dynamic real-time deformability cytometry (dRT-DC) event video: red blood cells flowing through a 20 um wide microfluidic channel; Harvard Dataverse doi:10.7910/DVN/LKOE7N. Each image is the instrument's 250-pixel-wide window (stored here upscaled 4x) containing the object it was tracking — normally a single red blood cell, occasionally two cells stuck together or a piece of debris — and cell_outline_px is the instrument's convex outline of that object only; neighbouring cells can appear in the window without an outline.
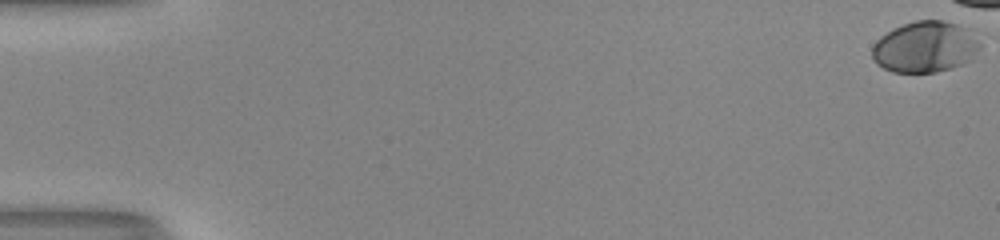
{"species": "human", "species_latin": "Homo sapiens", "temperature_condition": "room temperature", "stored_images_in_passage": 26, "camera_frame_rate_fps": 3000, "um_per_image_px": 0.085, "donor": {"sex": "male"}, "frame": {"image": 1, "passage_image": 1, "time_ms": 0.0, "image_size_px": [1000, 240], "cell_outline_px": [[980, 48], [972, 60], [952, 68], [936, 72], [892, 72], [876, 64], [872, 56], [872, 44], [880, 36], [892, 28], [916, 20], [940, 20], [956, 24], [980, 44]], "centroid_in_image_um": [78.55, 4.01], "position_along_channel_um": 6.4, "area_um2": 31.79}}
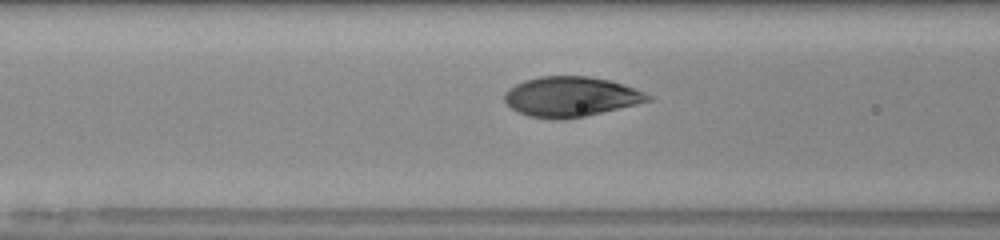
{"frame": {"image": 2, "passage_image": 24, "time_ms": 7.667, "image_size_px": [1000, 240], "cell_outline_px": [[652, 100], [636, 104], [584, 116], [560, 120], [556, 120], [528, 116], [516, 112], [504, 100], [504, 92], [508, 88], [524, 80], [540, 76], [588, 76], [612, 80], [644, 92], [652, 96]], "centroid_in_image_um": [48.49, 8.21], "position_along_channel_um": 118.1, "area_um2": 33.47}}